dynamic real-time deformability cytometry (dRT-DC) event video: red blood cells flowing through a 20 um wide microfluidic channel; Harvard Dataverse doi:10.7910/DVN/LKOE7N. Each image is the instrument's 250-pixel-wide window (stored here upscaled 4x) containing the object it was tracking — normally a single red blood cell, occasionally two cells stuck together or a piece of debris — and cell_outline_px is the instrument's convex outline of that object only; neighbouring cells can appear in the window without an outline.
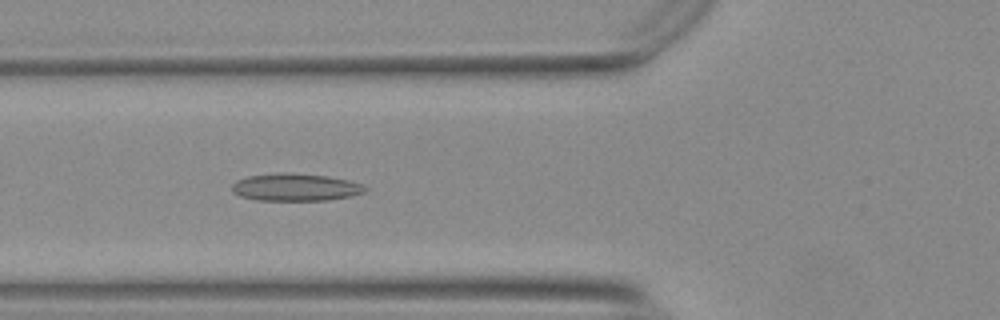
{"species": "Egyptian fruit bat (a non-hibernating species)", "species_latin": "Rousettus aegyptiacus", "temperature_condition": "warm", "stored_images_in_passage": 54, "camera_frame_rate_fps": 3000, "um_per_image_px": 0.085, "animal": {"sex": "female"}, "frame": {"image": 1, "passage_image": 19, "time_ms": 6.0, "image_size_px": [1000, 320], "cell_outline_px": [[368, 188], [364, 192], [352, 196], [324, 200], [256, 200], [240, 196], [232, 192], [232, 184], [236, 180], [248, 176], [276, 172], [288, 172], [324, 176], [348, 180], [360, 184]], "centroid_in_image_um": [25.06, 15.91], "position_along_channel_um": 100.7, "area_um2": 21.27}}
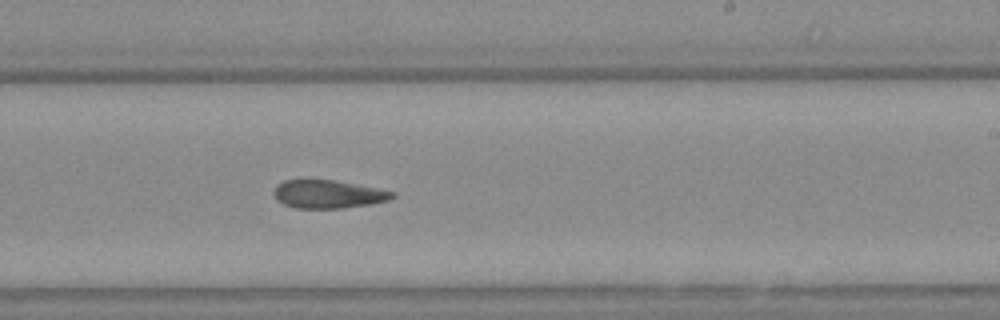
{"frame": {"image": 2, "passage_image": 32, "time_ms": 10.333, "image_size_px": [1000, 320], "cell_outline_px": [[396, 196], [388, 200], [368, 204], [340, 208], [296, 208], [284, 204], [276, 200], [272, 192], [276, 184], [284, 180], [336, 180], [396, 192]], "centroid_in_image_um": [27.85, 16.5], "position_along_channel_um": 261.2, "area_um2": 19.42}}
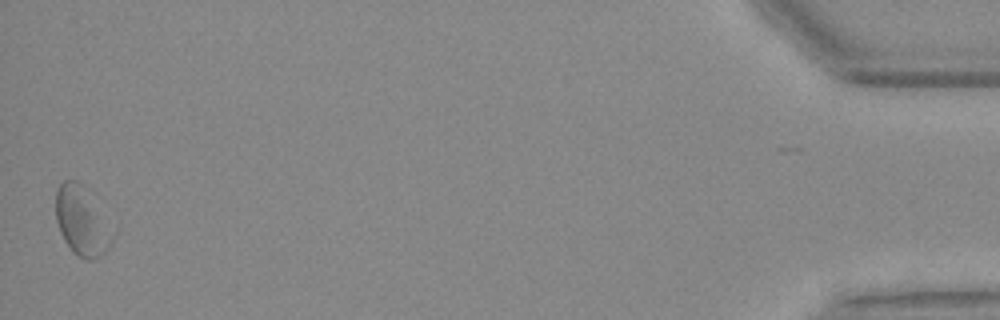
{"frame": {"image": 3, "passage_image": 53, "time_ms": 17.333, "image_size_px": [1000, 320], "cell_outline_px": [[112, 240], [108, 248], [100, 256], [92, 260], [88, 260], [72, 252], [64, 240], [60, 232], [56, 220], [56, 192], [60, 184], [64, 180], [76, 180], [84, 184], [112, 236]], "centroid_in_image_um": [6.88, 18.79], "position_along_channel_um": 428.3, "area_um2": 21.91}, "authors_computed_cell_mechanics": {"area_um2": 20.4034, "velocity_mm_per_s": 3.7193, "shape_relaxation_time_tau1_ms": null, "shape_relaxation_time_tau2_ms": 4.3461, "deformation_change_tau1": null, "deformation_change_tau2": 0.1161}}